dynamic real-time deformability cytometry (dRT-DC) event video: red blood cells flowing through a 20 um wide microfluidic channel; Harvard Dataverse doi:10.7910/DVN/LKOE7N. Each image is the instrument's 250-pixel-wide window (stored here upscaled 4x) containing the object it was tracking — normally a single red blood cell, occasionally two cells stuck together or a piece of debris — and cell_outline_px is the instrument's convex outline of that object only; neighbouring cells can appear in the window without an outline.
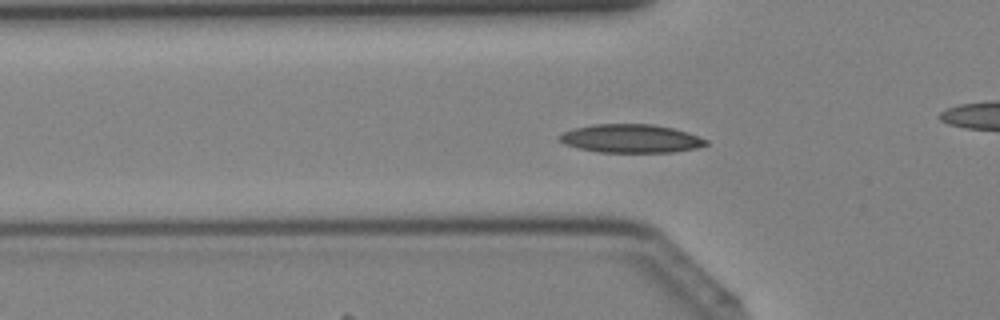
{"species": "Egyptian fruit bat (a non-hibernating species)", "species_latin": "Rousettus aegyptiacus", "temperature_condition": "cold", "stored_images_in_passage": 43, "camera_frame_rate_fps": 3000, "um_per_image_px": 0.085, "animal": {"sex": "female"}, "frame": {"image": 1, "passage_image": 14, "time_ms": 4.333, "image_size_px": [1000, 320], "cell_outline_px": [[708, 144], [696, 148], [672, 152], [596, 152], [564, 144], [556, 136], [572, 128], [596, 124], [652, 124], [672, 128], [688, 132], [708, 140]], "centroid_in_image_um": [53.61, 11.77], "position_along_channel_um": 72.2, "area_um2": 24.28}}
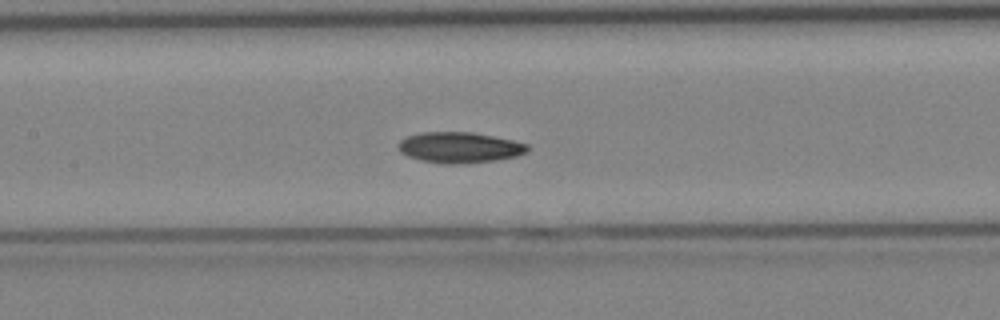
{"frame": {"image": 2, "passage_image": 20, "time_ms": 6.333, "image_size_px": [1000, 320], "cell_outline_px": [[528, 152], [516, 156], [496, 160], [456, 164], [444, 164], [420, 160], [408, 156], [400, 152], [396, 144], [400, 140], [408, 136], [420, 132], [472, 132], [512, 140], [528, 144]], "centroid_in_image_um": [39.03, 12.53], "position_along_channel_um": 168.4, "area_um2": 23.18}}
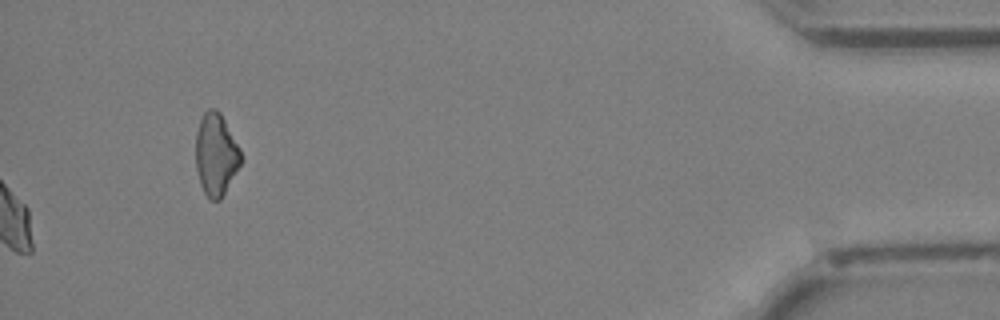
{"frame": {"image": 3, "passage_image": 43, "time_ms": 14.0, "image_size_px": [1000, 320], "cell_outline_px": [[240, 164], [220, 200], [208, 200], [200, 184], [196, 168], [196, 132], [200, 120], [204, 112], [208, 108], [216, 108], [220, 112], [240, 148]], "centroid_in_image_um": [18.33, 13.12], "position_along_channel_um": 416.9, "area_um2": 21.44}}